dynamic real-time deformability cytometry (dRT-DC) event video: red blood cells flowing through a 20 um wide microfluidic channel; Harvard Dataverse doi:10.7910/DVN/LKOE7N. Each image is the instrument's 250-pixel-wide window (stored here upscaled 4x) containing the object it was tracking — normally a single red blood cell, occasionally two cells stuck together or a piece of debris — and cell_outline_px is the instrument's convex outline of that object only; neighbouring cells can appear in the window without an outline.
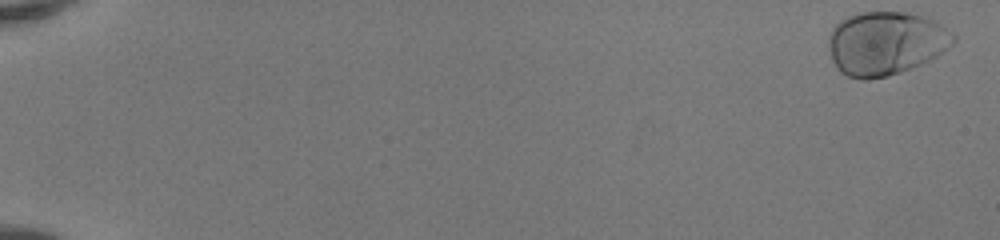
{"species": "human", "species_latin": "Homo sapiens", "temperature_condition": "room temperature", "stored_images_in_passage": 51, "camera_frame_rate_fps": 3000, "um_per_image_px": 0.085, "donor": {"sex": "female"}, "frame": {"image": 1, "passage_image": 1, "time_ms": 0.0, "image_size_px": [1000, 240], "cell_outline_px": [[956, 40], [948, 48], [936, 56], [920, 64], [900, 72], [888, 76], [868, 80], [860, 80], [848, 76], [840, 72], [832, 60], [828, 48], [828, 36], [832, 28], [840, 20], [848, 16], [860, 12], [904, 12], [924, 16], [940, 24], [956, 36]], "centroid_in_image_um": [75.25, 3.68], "position_along_channel_um": 9.8, "area_um2": 46.36}}
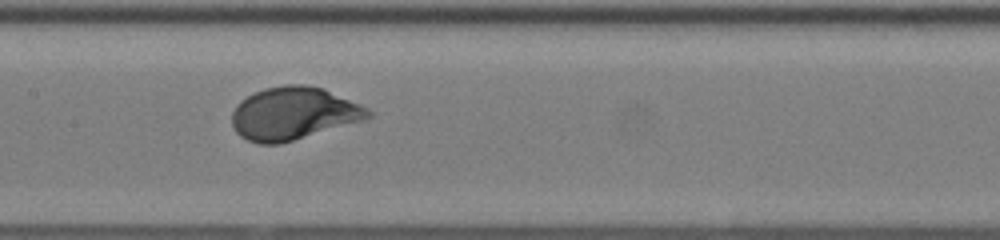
{"frame": {"image": 2, "passage_image": 28, "time_ms": 9.0, "image_size_px": [1000, 240], "cell_outline_px": [[372, 116], [364, 120], [280, 144], [256, 144], [240, 136], [236, 132], [232, 124], [232, 112], [236, 104], [240, 100], [264, 88], [284, 84], [304, 84], [324, 88], [360, 104], [368, 108], [372, 112]], "centroid_in_image_um": [24.94, 9.64], "position_along_channel_um": 182.5, "area_um2": 42.02}}
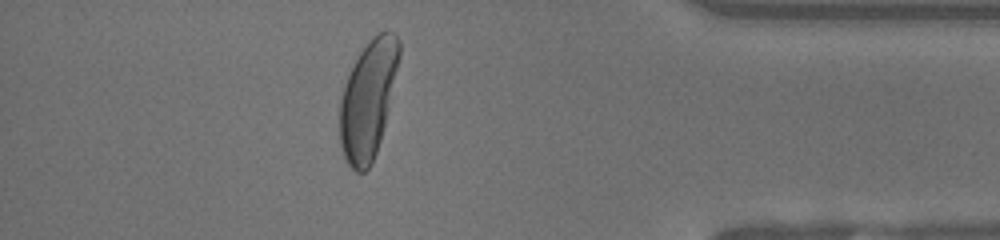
{"frame": {"image": 3, "passage_image": 46, "time_ms": 15.0, "image_size_px": [1000, 240], "cell_outline_px": [[400, 56], [384, 128], [372, 164], [364, 172], [356, 172], [344, 160], [340, 148], [340, 100], [344, 84], [360, 52], [368, 40], [372, 36], [380, 32], [392, 32], [400, 40]], "centroid_in_image_um": [31.28, 8.48], "position_along_channel_um": 403.9, "area_um2": 40.69}, "authors_computed_cell_mechanics": {"area_um2": 42.1362, "velocity_mm_per_s": 4.1215, "shape_relaxation_time_tau1_ms": 2.0541, "shape_relaxation_time_tau2_ms": null, "deformation_change_tau1": 0.1508, "deformation_change_tau2": null}}